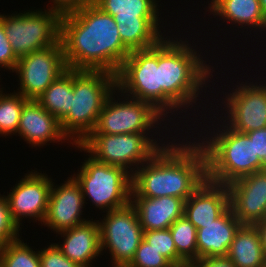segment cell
<instances>
[{
	"label": "cell",
	"instance_id": "obj_32",
	"mask_svg": "<svg viewBox=\"0 0 266 267\" xmlns=\"http://www.w3.org/2000/svg\"><path fill=\"white\" fill-rule=\"evenodd\" d=\"M19 231L11 217L5 195L0 194V246L18 239Z\"/></svg>",
	"mask_w": 266,
	"mask_h": 267
},
{
	"label": "cell",
	"instance_id": "obj_37",
	"mask_svg": "<svg viewBox=\"0 0 266 267\" xmlns=\"http://www.w3.org/2000/svg\"><path fill=\"white\" fill-rule=\"evenodd\" d=\"M192 265L194 267H236L227 256L202 258Z\"/></svg>",
	"mask_w": 266,
	"mask_h": 267
},
{
	"label": "cell",
	"instance_id": "obj_34",
	"mask_svg": "<svg viewBox=\"0 0 266 267\" xmlns=\"http://www.w3.org/2000/svg\"><path fill=\"white\" fill-rule=\"evenodd\" d=\"M17 62L18 59L12 51L11 44L6 37L2 14H0V67L14 72Z\"/></svg>",
	"mask_w": 266,
	"mask_h": 267
},
{
	"label": "cell",
	"instance_id": "obj_5",
	"mask_svg": "<svg viewBox=\"0 0 266 267\" xmlns=\"http://www.w3.org/2000/svg\"><path fill=\"white\" fill-rule=\"evenodd\" d=\"M220 127L224 129L216 130L215 133L213 128V136L210 133L211 138L202 137L203 141L199 142L206 155L207 180L228 185L260 171L261 161L255 154L254 142L248 135L234 131L226 124Z\"/></svg>",
	"mask_w": 266,
	"mask_h": 267
},
{
	"label": "cell",
	"instance_id": "obj_20",
	"mask_svg": "<svg viewBox=\"0 0 266 267\" xmlns=\"http://www.w3.org/2000/svg\"><path fill=\"white\" fill-rule=\"evenodd\" d=\"M241 225L229 207L215 221L197 229V260L227 256L234 235Z\"/></svg>",
	"mask_w": 266,
	"mask_h": 267
},
{
	"label": "cell",
	"instance_id": "obj_39",
	"mask_svg": "<svg viewBox=\"0 0 266 267\" xmlns=\"http://www.w3.org/2000/svg\"><path fill=\"white\" fill-rule=\"evenodd\" d=\"M259 1H260L262 12L264 16L266 17V0H259Z\"/></svg>",
	"mask_w": 266,
	"mask_h": 267
},
{
	"label": "cell",
	"instance_id": "obj_31",
	"mask_svg": "<svg viewBox=\"0 0 266 267\" xmlns=\"http://www.w3.org/2000/svg\"><path fill=\"white\" fill-rule=\"evenodd\" d=\"M130 267H175L166 257L161 255L144 240L137 248Z\"/></svg>",
	"mask_w": 266,
	"mask_h": 267
},
{
	"label": "cell",
	"instance_id": "obj_33",
	"mask_svg": "<svg viewBox=\"0 0 266 267\" xmlns=\"http://www.w3.org/2000/svg\"><path fill=\"white\" fill-rule=\"evenodd\" d=\"M40 267H80L66 257L56 243L39 250Z\"/></svg>",
	"mask_w": 266,
	"mask_h": 267
},
{
	"label": "cell",
	"instance_id": "obj_15",
	"mask_svg": "<svg viewBox=\"0 0 266 267\" xmlns=\"http://www.w3.org/2000/svg\"><path fill=\"white\" fill-rule=\"evenodd\" d=\"M229 207L242 224L254 225L266 218V169L227 185Z\"/></svg>",
	"mask_w": 266,
	"mask_h": 267
},
{
	"label": "cell",
	"instance_id": "obj_29",
	"mask_svg": "<svg viewBox=\"0 0 266 267\" xmlns=\"http://www.w3.org/2000/svg\"><path fill=\"white\" fill-rule=\"evenodd\" d=\"M0 88V134L4 136L17 133L24 103L28 100L21 94H5ZM4 94V95H3Z\"/></svg>",
	"mask_w": 266,
	"mask_h": 267
},
{
	"label": "cell",
	"instance_id": "obj_26",
	"mask_svg": "<svg viewBox=\"0 0 266 267\" xmlns=\"http://www.w3.org/2000/svg\"><path fill=\"white\" fill-rule=\"evenodd\" d=\"M156 0H95L93 4L114 20H137L159 18Z\"/></svg>",
	"mask_w": 266,
	"mask_h": 267
},
{
	"label": "cell",
	"instance_id": "obj_3",
	"mask_svg": "<svg viewBox=\"0 0 266 267\" xmlns=\"http://www.w3.org/2000/svg\"><path fill=\"white\" fill-rule=\"evenodd\" d=\"M168 37L170 36L159 42L161 114L164 117L175 111L177 114L182 107L185 110L190 105L194 107L193 103L196 104L200 90L203 92L202 88L213 77L214 71L210 68L211 65L202 60L199 51L192 48L194 46L188 43L189 40L178 41L173 37L170 40Z\"/></svg>",
	"mask_w": 266,
	"mask_h": 267
},
{
	"label": "cell",
	"instance_id": "obj_30",
	"mask_svg": "<svg viewBox=\"0 0 266 267\" xmlns=\"http://www.w3.org/2000/svg\"><path fill=\"white\" fill-rule=\"evenodd\" d=\"M143 240L166 257L175 267L188 265L178 254L170 229L144 231Z\"/></svg>",
	"mask_w": 266,
	"mask_h": 267
},
{
	"label": "cell",
	"instance_id": "obj_17",
	"mask_svg": "<svg viewBox=\"0 0 266 267\" xmlns=\"http://www.w3.org/2000/svg\"><path fill=\"white\" fill-rule=\"evenodd\" d=\"M229 208L227 185L205 180L184 202V215L196 227L204 228Z\"/></svg>",
	"mask_w": 266,
	"mask_h": 267
},
{
	"label": "cell",
	"instance_id": "obj_10",
	"mask_svg": "<svg viewBox=\"0 0 266 267\" xmlns=\"http://www.w3.org/2000/svg\"><path fill=\"white\" fill-rule=\"evenodd\" d=\"M115 90L107 98L95 129L90 133L103 134H128L138 132H152L150 129L156 127L165 120V117L150 103L125 96L123 101L113 96ZM114 93V95H113ZM163 119V120H162ZM160 121V123H159ZM155 124V125H154ZM157 125V126H156Z\"/></svg>",
	"mask_w": 266,
	"mask_h": 267
},
{
	"label": "cell",
	"instance_id": "obj_35",
	"mask_svg": "<svg viewBox=\"0 0 266 267\" xmlns=\"http://www.w3.org/2000/svg\"><path fill=\"white\" fill-rule=\"evenodd\" d=\"M246 134L254 142L255 154L261 161V170L266 169V127Z\"/></svg>",
	"mask_w": 266,
	"mask_h": 267
},
{
	"label": "cell",
	"instance_id": "obj_9",
	"mask_svg": "<svg viewBox=\"0 0 266 267\" xmlns=\"http://www.w3.org/2000/svg\"><path fill=\"white\" fill-rule=\"evenodd\" d=\"M116 88V93L148 102L161 113L159 43L131 51L116 75Z\"/></svg>",
	"mask_w": 266,
	"mask_h": 267
},
{
	"label": "cell",
	"instance_id": "obj_8",
	"mask_svg": "<svg viewBox=\"0 0 266 267\" xmlns=\"http://www.w3.org/2000/svg\"><path fill=\"white\" fill-rule=\"evenodd\" d=\"M61 14L34 10L3 15V27L17 59L56 45L60 41Z\"/></svg>",
	"mask_w": 266,
	"mask_h": 267
},
{
	"label": "cell",
	"instance_id": "obj_40",
	"mask_svg": "<svg viewBox=\"0 0 266 267\" xmlns=\"http://www.w3.org/2000/svg\"><path fill=\"white\" fill-rule=\"evenodd\" d=\"M113 267H130L128 265H113Z\"/></svg>",
	"mask_w": 266,
	"mask_h": 267
},
{
	"label": "cell",
	"instance_id": "obj_14",
	"mask_svg": "<svg viewBox=\"0 0 266 267\" xmlns=\"http://www.w3.org/2000/svg\"><path fill=\"white\" fill-rule=\"evenodd\" d=\"M33 171L25 174L5 196L11 217L19 228L24 217L33 218L42 224L47 214L53 181L47 174Z\"/></svg>",
	"mask_w": 266,
	"mask_h": 267
},
{
	"label": "cell",
	"instance_id": "obj_41",
	"mask_svg": "<svg viewBox=\"0 0 266 267\" xmlns=\"http://www.w3.org/2000/svg\"><path fill=\"white\" fill-rule=\"evenodd\" d=\"M187 267H194L192 264L187 265Z\"/></svg>",
	"mask_w": 266,
	"mask_h": 267
},
{
	"label": "cell",
	"instance_id": "obj_6",
	"mask_svg": "<svg viewBox=\"0 0 266 267\" xmlns=\"http://www.w3.org/2000/svg\"><path fill=\"white\" fill-rule=\"evenodd\" d=\"M149 133H89L79 144H76V147L80 148V151L89 153L98 162L119 166L133 175L136 169L147 162L160 148L167 145L165 142L157 143L158 138L153 139V135Z\"/></svg>",
	"mask_w": 266,
	"mask_h": 267
},
{
	"label": "cell",
	"instance_id": "obj_28",
	"mask_svg": "<svg viewBox=\"0 0 266 267\" xmlns=\"http://www.w3.org/2000/svg\"><path fill=\"white\" fill-rule=\"evenodd\" d=\"M20 239L0 246V267H40L39 251Z\"/></svg>",
	"mask_w": 266,
	"mask_h": 267
},
{
	"label": "cell",
	"instance_id": "obj_16",
	"mask_svg": "<svg viewBox=\"0 0 266 267\" xmlns=\"http://www.w3.org/2000/svg\"><path fill=\"white\" fill-rule=\"evenodd\" d=\"M64 183L54 185L50 189L48 209L44 226H47L54 233L71 229L83 224L88 220L81 218L82 209L86 201L81 191L79 183L71 175Z\"/></svg>",
	"mask_w": 266,
	"mask_h": 267
},
{
	"label": "cell",
	"instance_id": "obj_23",
	"mask_svg": "<svg viewBox=\"0 0 266 267\" xmlns=\"http://www.w3.org/2000/svg\"><path fill=\"white\" fill-rule=\"evenodd\" d=\"M227 257L236 267H264L266 257L255 225L240 226L228 249Z\"/></svg>",
	"mask_w": 266,
	"mask_h": 267
},
{
	"label": "cell",
	"instance_id": "obj_7",
	"mask_svg": "<svg viewBox=\"0 0 266 267\" xmlns=\"http://www.w3.org/2000/svg\"><path fill=\"white\" fill-rule=\"evenodd\" d=\"M73 174L81 187L84 200L91 199L95 207L109 212L130 204L132 175L124 168L96 161L90 155Z\"/></svg>",
	"mask_w": 266,
	"mask_h": 267
},
{
	"label": "cell",
	"instance_id": "obj_38",
	"mask_svg": "<svg viewBox=\"0 0 266 267\" xmlns=\"http://www.w3.org/2000/svg\"><path fill=\"white\" fill-rule=\"evenodd\" d=\"M261 237V244L266 257V218L254 224Z\"/></svg>",
	"mask_w": 266,
	"mask_h": 267
},
{
	"label": "cell",
	"instance_id": "obj_18",
	"mask_svg": "<svg viewBox=\"0 0 266 267\" xmlns=\"http://www.w3.org/2000/svg\"><path fill=\"white\" fill-rule=\"evenodd\" d=\"M24 141L35 146L47 145V142L69 140L61 131L55 116L45 110L37 100L28 99L23 106L17 129ZM57 140V141H56Z\"/></svg>",
	"mask_w": 266,
	"mask_h": 267
},
{
	"label": "cell",
	"instance_id": "obj_22",
	"mask_svg": "<svg viewBox=\"0 0 266 267\" xmlns=\"http://www.w3.org/2000/svg\"><path fill=\"white\" fill-rule=\"evenodd\" d=\"M207 11L214 17L219 16L236 26L243 28H261V32L266 30V17L264 16L259 0H211ZM263 29V30H262Z\"/></svg>",
	"mask_w": 266,
	"mask_h": 267
},
{
	"label": "cell",
	"instance_id": "obj_25",
	"mask_svg": "<svg viewBox=\"0 0 266 267\" xmlns=\"http://www.w3.org/2000/svg\"><path fill=\"white\" fill-rule=\"evenodd\" d=\"M73 69H67L36 99L60 122L71 108Z\"/></svg>",
	"mask_w": 266,
	"mask_h": 267
},
{
	"label": "cell",
	"instance_id": "obj_19",
	"mask_svg": "<svg viewBox=\"0 0 266 267\" xmlns=\"http://www.w3.org/2000/svg\"><path fill=\"white\" fill-rule=\"evenodd\" d=\"M58 234L65 239L64 243H57V247L80 267H91L96 256L102 255L98 220H88Z\"/></svg>",
	"mask_w": 266,
	"mask_h": 267
},
{
	"label": "cell",
	"instance_id": "obj_4",
	"mask_svg": "<svg viewBox=\"0 0 266 267\" xmlns=\"http://www.w3.org/2000/svg\"><path fill=\"white\" fill-rule=\"evenodd\" d=\"M116 90V75L108 71L73 70L72 102L69 113L59 122L61 131L79 144L97 124L110 94Z\"/></svg>",
	"mask_w": 266,
	"mask_h": 267
},
{
	"label": "cell",
	"instance_id": "obj_11",
	"mask_svg": "<svg viewBox=\"0 0 266 267\" xmlns=\"http://www.w3.org/2000/svg\"><path fill=\"white\" fill-rule=\"evenodd\" d=\"M99 223L101 251L106 248L111 254L112 265H128L143 240L136 209L129 205L106 213Z\"/></svg>",
	"mask_w": 266,
	"mask_h": 267
},
{
	"label": "cell",
	"instance_id": "obj_12",
	"mask_svg": "<svg viewBox=\"0 0 266 267\" xmlns=\"http://www.w3.org/2000/svg\"><path fill=\"white\" fill-rule=\"evenodd\" d=\"M67 69L60 41L49 48L32 52L18 59L14 69L20 80L17 93L26 99L36 100Z\"/></svg>",
	"mask_w": 266,
	"mask_h": 267
},
{
	"label": "cell",
	"instance_id": "obj_27",
	"mask_svg": "<svg viewBox=\"0 0 266 267\" xmlns=\"http://www.w3.org/2000/svg\"><path fill=\"white\" fill-rule=\"evenodd\" d=\"M169 229L175 242L177 254L188 265L197 261L196 227L183 215L174 221Z\"/></svg>",
	"mask_w": 266,
	"mask_h": 267
},
{
	"label": "cell",
	"instance_id": "obj_2",
	"mask_svg": "<svg viewBox=\"0 0 266 267\" xmlns=\"http://www.w3.org/2000/svg\"><path fill=\"white\" fill-rule=\"evenodd\" d=\"M170 143L132 175L131 197L172 196L186 201L205 182L206 155L199 140L192 144Z\"/></svg>",
	"mask_w": 266,
	"mask_h": 267
},
{
	"label": "cell",
	"instance_id": "obj_1",
	"mask_svg": "<svg viewBox=\"0 0 266 267\" xmlns=\"http://www.w3.org/2000/svg\"><path fill=\"white\" fill-rule=\"evenodd\" d=\"M60 42L68 69L119 72L131 51L122 43L112 15L93 3L63 14Z\"/></svg>",
	"mask_w": 266,
	"mask_h": 267
},
{
	"label": "cell",
	"instance_id": "obj_24",
	"mask_svg": "<svg viewBox=\"0 0 266 267\" xmlns=\"http://www.w3.org/2000/svg\"><path fill=\"white\" fill-rule=\"evenodd\" d=\"M115 21L121 41L130 51L153 47L164 38L159 29L160 18Z\"/></svg>",
	"mask_w": 266,
	"mask_h": 267
},
{
	"label": "cell",
	"instance_id": "obj_21",
	"mask_svg": "<svg viewBox=\"0 0 266 267\" xmlns=\"http://www.w3.org/2000/svg\"><path fill=\"white\" fill-rule=\"evenodd\" d=\"M184 200L179 197H131L144 231L167 229L184 215Z\"/></svg>",
	"mask_w": 266,
	"mask_h": 267
},
{
	"label": "cell",
	"instance_id": "obj_36",
	"mask_svg": "<svg viewBox=\"0 0 266 267\" xmlns=\"http://www.w3.org/2000/svg\"><path fill=\"white\" fill-rule=\"evenodd\" d=\"M51 10L59 12L61 15L76 11L86 5L92 4L91 0H52Z\"/></svg>",
	"mask_w": 266,
	"mask_h": 267
},
{
	"label": "cell",
	"instance_id": "obj_13",
	"mask_svg": "<svg viewBox=\"0 0 266 267\" xmlns=\"http://www.w3.org/2000/svg\"><path fill=\"white\" fill-rule=\"evenodd\" d=\"M237 85L226 95L224 106L228 115L223 124L234 131L247 133L266 127V83H244ZM244 83V84H243ZM229 120V121H228ZM227 121V122H226Z\"/></svg>",
	"mask_w": 266,
	"mask_h": 267
}]
</instances>
